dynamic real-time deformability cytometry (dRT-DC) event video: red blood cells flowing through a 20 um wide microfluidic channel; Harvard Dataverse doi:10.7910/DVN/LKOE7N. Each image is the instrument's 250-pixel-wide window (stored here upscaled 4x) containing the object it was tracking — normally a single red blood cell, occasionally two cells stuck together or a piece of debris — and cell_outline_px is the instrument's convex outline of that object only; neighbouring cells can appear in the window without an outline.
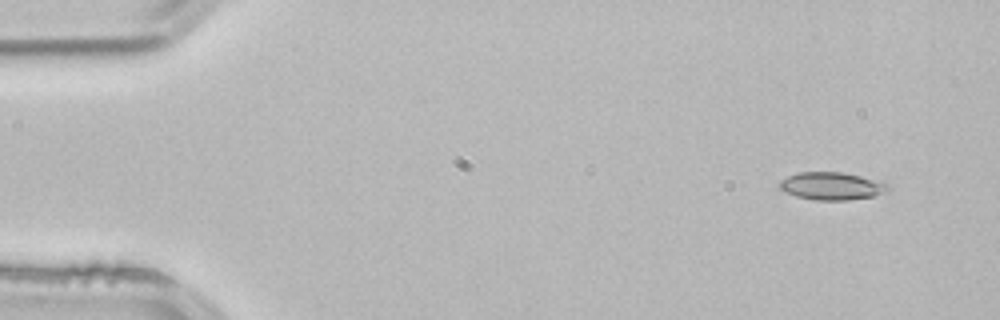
{"species": "common noctule bat (a hibernating species)", "species_latin": "Nyctalus noctula", "temperature_condition": "room temperature", "stored_images_in_passage": 3, "camera_frame_rate_fps": 3000, "um_per_image_px": 0.085, "animal": {"sex": "male", "body_mass_g": 21.5, "forearm_length_mm": 52.0}, "frame": {"image": 1, "passage_image": 1, "time_ms": 0.0, "image_size_px": [1000, 320], "cell_outline_px": [[892, 188], [872, 196], [848, 200], [816, 200], [796, 196], [784, 192], [780, 188], [780, 180], [796, 172], [844, 172], [880, 180], [888, 184]], "centroid_in_image_um": [70.7, 15.8], "position_along_channel_um": 14.3, "area_um2": 17.57}}
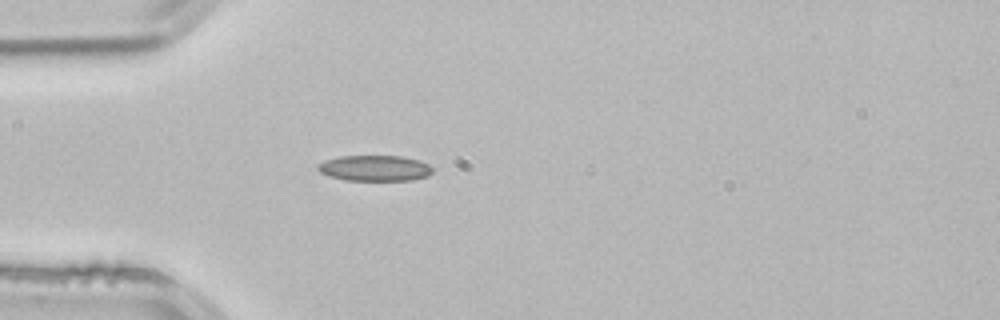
{"frame": {"image": 2, "passage_image": 3, "time_ms": 0.667, "image_size_px": [1000, 320], "cell_outline_px": [[432, 172], [428, 176], [412, 180], [344, 180], [328, 176], [320, 172], [316, 168], [316, 164], [324, 160], [340, 156], [400, 156], [420, 160], [428, 164], [432, 168]], "centroid_in_image_um": [31.82, 14.29], "position_along_channel_um": 53.2, "area_um2": 17.34}}